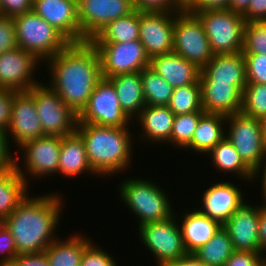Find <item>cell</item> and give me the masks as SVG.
<instances>
[{"instance_id": "6da1fadb", "label": "cell", "mask_w": 266, "mask_h": 266, "mask_svg": "<svg viewBox=\"0 0 266 266\" xmlns=\"http://www.w3.org/2000/svg\"><path fill=\"white\" fill-rule=\"evenodd\" d=\"M47 83L77 115L102 79L99 53L91 41L69 43L45 64Z\"/></svg>"}, {"instance_id": "7a4b0ae2", "label": "cell", "mask_w": 266, "mask_h": 266, "mask_svg": "<svg viewBox=\"0 0 266 266\" xmlns=\"http://www.w3.org/2000/svg\"><path fill=\"white\" fill-rule=\"evenodd\" d=\"M55 192L27 194L2 222L11 232L18 254L44 252L57 238L66 201L62 193Z\"/></svg>"}, {"instance_id": "3957f363", "label": "cell", "mask_w": 266, "mask_h": 266, "mask_svg": "<svg viewBox=\"0 0 266 266\" xmlns=\"http://www.w3.org/2000/svg\"><path fill=\"white\" fill-rule=\"evenodd\" d=\"M76 131L83 139L88 161L99 178H110L130 170L134 158L132 146H135V135L130 127L78 123Z\"/></svg>"}, {"instance_id": "277c9868", "label": "cell", "mask_w": 266, "mask_h": 266, "mask_svg": "<svg viewBox=\"0 0 266 266\" xmlns=\"http://www.w3.org/2000/svg\"><path fill=\"white\" fill-rule=\"evenodd\" d=\"M153 179L136 178L132 176L118 184L119 198L130 209L138 220V226L142 224L162 221L172 217L176 211L173 209L172 200L165 189ZM168 194H167V193Z\"/></svg>"}, {"instance_id": "5b68a950", "label": "cell", "mask_w": 266, "mask_h": 266, "mask_svg": "<svg viewBox=\"0 0 266 266\" xmlns=\"http://www.w3.org/2000/svg\"><path fill=\"white\" fill-rule=\"evenodd\" d=\"M18 47L46 62L70 42L33 10L13 17Z\"/></svg>"}, {"instance_id": "8992f818", "label": "cell", "mask_w": 266, "mask_h": 266, "mask_svg": "<svg viewBox=\"0 0 266 266\" xmlns=\"http://www.w3.org/2000/svg\"><path fill=\"white\" fill-rule=\"evenodd\" d=\"M61 142V136L45 135L28 140L17 147V150L21 151V156L23 158L21 162L23 163L19 162V158H21L20 155L15 156V169L28 186L31 184L29 183L31 178L36 180V178L46 179L45 177H49L50 175L54 176V174L56 176L58 172Z\"/></svg>"}, {"instance_id": "52a82bcc", "label": "cell", "mask_w": 266, "mask_h": 266, "mask_svg": "<svg viewBox=\"0 0 266 266\" xmlns=\"http://www.w3.org/2000/svg\"><path fill=\"white\" fill-rule=\"evenodd\" d=\"M214 54L241 53L246 20L230 9L197 12Z\"/></svg>"}, {"instance_id": "ba28073f", "label": "cell", "mask_w": 266, "mask_h": 266, "mask_svg": "<svg viewBox=\"0 0 266 266\" xmlns=\"http://www.w3.org/2000/svg\"><path fill=\"white\" fill-rule=\"evenodd\" d=\"M225 134L243 162L254 171L266 156L262 120L241 112L228 115Z\"/></svg>"}, {"instance_id": "9c48e42d", "label": "cell", "mask_w": 266, "mask_h": 266, "mask_svg": "<svg viewBox=\"0 0 266 266\" xmlns=\"http://www.w3.org/2000/svg\"><path fill=\"white\" fill-rule=\"evenodd\" d=\"M27 92L34 98L44 135L63 137L76 131L78 115L47 83L40 81Z\"/></svg>"}, {"instance_id": "30bf717a", "label": "cell", "mask_w": 266, "mask_h": 266, "mask_svg": "<svg viewBox=\"0 0 266 266\" xmlns=\"http://www.w3.org/2000/svg\"><path fill=\"white\" fill-rule=\"evenodd\" d=\"M173 52L203 69L214 53L203 24L196 14L175 12Z\"/></svg>"}, {"instance_id": "8fae6325", "label": "cell", "mask_w": 266, "mask_h": 266, "mask_svg": "<svg viewBox=\"0 0 266 266\" xmlns=\"http://www.w3.org/2000/svg\"><path fill=\"white\" fill-rule=\"evenodd\" d=\"M137 230L139 240L154 256L156 266H162L188 254L175 214L166 220L142 224Z\"/></svg>"}, {"instance_id": "7c38bea8", "label": "cell", "mask_w": 266, "mask_h": 266, "mask_svg": "<svg viewBox=\"0 0 266 266\" xmlns=\"http://www.w3.org/2000/svg\"><path fill=\"white\" fill-rule=\"evenodd\" d=\"M96 47L102 78L141 72L150 66V58L139 40L129 42H92Z\"/></svg>"}, {"instance_id": "4fadbf2b", "label": "cell", "mask_w": 266, "mask_h": 266, "mask_svg": "<svg viewBox=\"0 0 266 266\" xmlns=\"http://www.w3.org/2000/svg\"><path fill=\"white\" fill-rule=\"evenodd\" d=\"M132 120L123 112L113 84L102 78L93 90L85 108L78 115V123L107 127L133 126Z\"/></svg>"}, {"instance_id": "5bb4252c", "label": "cell", "mask_w": 266, "mask_h": 266, "mask_svg": "<svg viewBox=\"0 0 266 266\" xmlns=\"http://www.w3.org/2000/svg\"><path fill=\"white\" fill-rule=\"evenodd\" d=\"M41 65L42 62L32 53L20 47L2 53L0 55V89L28 91L40 83L35 77Z\"/></svg>"}, {"instance_id": "9a60e30c", "label": "cell", "mask_w": 266, "mask_h": 266, "mask_svg": "<svg viewBox=\"0 0 266 266\" xmlns=\"http://www.w3.org/2000/svg\"><path fill=\"white\" fill-rule=\"evenodd\" d=\"M135 10L130 0H77L81 34L91 40L109 22Z\"/></svg>"}, {"instance_id": "2e32d148", "label": "cell", "mask_w": 266, "mask_h": 266, "mask_svg": "<svg viewBox=\"0 0 266 266\" xmlns=\"http://www.w3.org/2000/svg\"><path fill=\"white\" fill-rule=\"evenodd\" d=\"M139 41L146 55L154 56L173 52L175 12H141Z\"/></svg>"}, {"instance_id": "e0dca14e", "label": "cell", "mask_w": 266, "mask_h": 266, "mask_svg": "<svg viewBox=\"0 0 266 266\" xmlns=\"http://www.w3.org/2000/svg\"><path fill=\"white\" fill-rule=\"evenodd\" d=\"M5 132L11 146L16 144V148L28 140L45 136L34 98L27 91L14 95L11 122Z\"/></svg>"}, {"instance_id": "ac0fdd59", "label": "cell", "mask_w": 266, "mask_h": 266, "mask_svg": "<svg viewBox=\"0 0 266 266\" xmlns=\"http://www.w3.org/2000/svg\"><path fill=\"white\" fill-rule=\"evenodd\" d=\"M32 10L58 30L70 43L88 41L81 34L77 0H33Z\"/></svg>"}, {"instance_id": "d6986e66", "label": "cell", "mask_w": 266, "mask_h": 266, "mask_svg": "<svg viewBox=\"0 0 266 266\" xmlns=\"http://www.w3.org/2000/svg\"><path fill=\"white\" fill-rule=\"evenodd\" d=\"M249 202V203H247ZM259 204L243 200L223 227L228 231L235 251L260 252Z\"/></svg>"}, {"instance_id": "ffe728a7", "label": "cell", "mask_w": 266, "mask_h": 266, "mask_svg": "<svg viewBox=\"0 0 266 266\" xmlns=\"http://www.w3.org/2000/svg\"><path fill=\"white\" fill-rule=\"evenodd\" d=\"M231 181L221 180L201 192V203L198 209L202 214L224 225L237 207L245 200L242 188Z\"/></svg>"}, {"instance_id": "44dd1931", "label": "cell", "mask_w": 266, "mask_h": 266, "mask_svg": "<svg viewBox=\"0 0 266 266\" xmlns=\"http://www.w3.org/2000/svg\"><path fill=\"white\" fill-rule=\"evenodd\" d=\"M200 83H231L242 93L247 84L243 53L214 54L201 70Z\"/></svg>"}, {"instance_id": "7402d4cb", "label": "cell", "mask_w": 266, "mask_h": 266, "mask_svg": "<svg viewBox=\"0 0 266 266\" xmlns=\"http://www.w3.org/2000/svg\"><path fill=\"white\" fill-rule=\"evenodd\" d=\"M192 209L182 211L184 214L181 215L175 214L180 226L183 244L188 254H192L199 247L205 245L223 226L218 221L202 214L198 207ZM177 215L180 217H177Z\"/></svg>"}, {"instance_id": "603a6c76", "label": "cell", "mask_w": 266, "mask_h": 266, "mask_svg": "<svg viewBox=\"0 0 266 266\" xmlns=\"http://www.w3.org/2000/svg\"><path fill=\"white\" fill-rule=\"evenodd\" d=\"M175 115L168 106H153L146 105L134 119L141 128V133L138 137L146 140L148 143L169 144L170 135L173 128Z\"/></svg>"}, {"instance_id": "cb8c5ba5", "label": "cell", "mask_w": 266, "mask_h": 266, "mask_svg": "<svg viewBox=\"0 0 266 266\" xmlns=\"http://www.w3.org/2000/svg\"><path fill=\"white\" fill-rule=\"evenodd\" d=\"M150 67L173 88L200 80L201 69L174 52L152 57Z\"/></svg>"}, {"instance_id": "d4e9b609", "label": "cell", "mask_w": 266, "mask_h": 266, "mask_svg": "<svg viewBox=\"0 0 266 266\" xmlns=\"http://www.w3.org/2000/svg\"><path fill=\"white\" fill-rule=\"evenodd\" d=\"M201 96L205 113L228 116L241 111L242 93L231 83H201Z\"/></svg>"}, {"instance_id": "484cf974", "label": "cell", "mask_w": 266, "mask_h": 266, "mask_svg": "<svg viewBox=\"0 0 266 266\" xmlns=\"http://www.w3.org/2000/svg\"><path fill=\"white\" fill-rule=\"evenodd\" d=\"M92 174L98 176L92 169L80 134L75 131L70 135L62 137L61 150L59 154L58 172L62 177L68 179L77 178L81 174Z\"/></svg>"}, {"instance_id": "4316f807", "label": "cell", "mask_w": 266, "mask_h": 266, "mask_svg": "<svg viewBox=\"0 0 266 266\" xmlns=\"http://www.w3.org/2000/svg\"><path fill=\"white\" fill-rule=\"evenodd\" d=\"M225 133V115L204 113L199 119L191 142L184 148V151H194L201 154V157L205 155V158H208L206 155L225 138Z\"/></svg>"}, {"instance_id": "83f0119b", "label": "cell", "mask_w": 266, "mask_h": 266, "mask_svg": "<svg viewBox=\"0 0 266 266\" xmlns=\"http://www.w3.org/2000/svg\"><path fill=\"white\" fill-rule=\"evenodd\" d=\"M114 86L123 112L134 122L146 106L142 90L141 72L114 75L107 78Z\"/></svg>"}, {"instance_id": "f1b7e54d", "label": "cell", "mask_w": 266, "mask_h": 266, "mask_svg": "<svg viewBox=\"0 0 266 266\" xmlns=\"http://www.w3.org/2000/svg\"><path fill=\"white\" fill-rule=\"evenodd\" d=\"M78 233V234H77ZM66 239L58 236L44 251L50 266H80L84 249L93 241L77 231Z\"/></svg>"}, {"instance_id": "f546056e", "label": "cell", "mask_w": 266, "mask_h": 266, "mask_svg": "<svg viewBox=\"0 0 266 266\" xmlns=\"http://www.w3.org/2000/svg\"><path fill=\"white\" fill-rule=\"evenodd\" d=\"M206 156L211 158L212 167L216 172L219 171V174L224 172L226 175L230 174L231 177L235 175V178L238 176L241 181L251 184L253 171L243 162L239 153L226 137L216 144Z\"/></svg>"}, {"instance_id": "4dcf8cb0", "label": "cell", "mask_w": 266, "mask_h": 266, "mask_svg": "<svg viewBox=\"0 0 266 266\" xmlns=\"http://www.w3.org/2000/svg\"><path fill=\"white\" fill-rule=\"evenodd\" d=\"M29 186L14 168L0 172V223H2L27 196Z\"/></svg>"}, {"instance_id": "1f68e13d", "label": "cell", "mask_w": 266, "mask_h": 266, "mask_svg": "<svg viewBox=\"0 0 266 266\" xmlns=\"http://www.w3.org/2000/svg\"><path fill=\"white\" fill-rule=\"evenodd\" d=\"M139 10L109 22L91 42H129L139 40Z\"/></svg>"}, {"instance_id": "d6a6232c", "label": "cell", "mask_w": 266, "mask_h": 266, "mask_svg": "<svg viewBox=\"0 0 266 266\" xmlns=\"http://www.w3.org/2000/svg\"><path fill=\"white\" fill-rule=\"evenodd\" d=\"M234 251L229 233L222 226L205 245L192 254L207 266H224Z\"/></svg>"}, {"instance_id": "836d02e7", "label": "cell", "mask_w": 266, "mask_h": 266, "mask_svg": "<svg viewBox=\"0 0 266 266\" xmlns=\"http://www.w3.org/2000/svg\"><path fill=\"white\" fill-rule=\"evenodd\" d=\"M141 79L145 104L168 106L174 88L150 66L141 71Z\"/></svg>"}, {"instance_id": "e575fe53", "label": "cell", "mask_w": 266, "mask_h": 266, "mask_svg": "<svg viewBox=\"0 0 266 266\" xmlns=\"http://www.w3.org/2000/svg\"><path fill=\"white\" fill-rule=\"evenodd\" d=\"M168 107L174 115L203 110L200 80L194 84L174 88Z\"/></svg>"}, {"instance_id": "d590c367", "label": "cell", "mask_w": 266, "mask_h": 266, "mask_svg": "<svg viewBox=\"0 0 266 266\" xmlns=\"http://www.w3.org/2000/svg\"><path fill=\"white\" fill-rule=\"evenodd\" d=\"M204 110L190 114L175 115L173 128L168 141L172 147L183 149L191 142L194 131Z\"/></svg>"}, {"instance_id": "8d00e7d4", "label": "cell", "mask_w": 266, "mask_h": 266, "mask_svg": "<svg viewBox=\"0 0 266 266\" xmlns=\"http://www.w3.org/2000/svg\"><path fill=\"white\" fill-rule=\"evenodd\" d=\"M240 112L258 119H263L266 116V84H246L242 92Z\"/></svg>"}, {"instance_id": "74e56055", "label": "cell", "mask_w": 266, "mask_h": 266, "mask_svg": "<svg viewBox=\"0 0 266 266\" xmlns=\"http://www.w3.org/2000/svg\"><path fill=\"white\" fill-rule=\"evenodd\" d=\"M242 53L266 54V21L246 22Z\"/></svg>"}, {"instance_id": "f35d334b", "label": "cell", "mask_w": 266, "mask_h": 266, "mask_svg": "<svg viewBox=\"0 0 266 266\" xmlns=\"http://www.w3.org/2000/svg\"><path fill=\"white\" fill-rule=\"evenodd\" d=\"M247 83L266 84V54L243 53Z\"/></svg>"}, {"instance_id": "ab89813d", "label": "cell", "mask_w": 266, "mask_h": 266, "mask_svg": "<svg viewBox=\"0 0 266 266\" xmlns=\"http://www.w3.org/2000/svg\"><path fill=\"white\" fill-rule=\"evenodd\" d=\"M92 241L81 257L80 266H118L116 258Z\"/></svg>"}, {"instance_id": "60d3db41", "label": "cell", "mask_w": 266, "mask_h": 266, "mask_svg": "<svg viewBox=\"0 0 266 266\" xmlns=\"http://www.w3.org/2000/svg\"><path fill=\"white\" fill-rule=\"evenodd\" d=\"M18 47L12 17L0 15V55Z\"/></svg>"}, {"instance_id": "b9f144b4", "label": "cell", "mask_w": 266, "mask_h": 266, "mask_svg": "<svg viewBox=\"0 0 266 266\" xmlns=\"http://www.w3.org/2000/svg\"><path fill=\"white\" fill-rule=\"evenodd\" d=\"M17 255L11 232L3 223H0V266H7Z\"/></svg>"}, {"instance_id": "7bdbcfd3", "label": "cell", "mask_w": 266, "mask_h": 266, "mask_svg": "<svg viewBox=\"0 0 266 266\" xmlns=\"http://www.w3.org/2000/svg\"><path fill=\"white\" fill-rule=\"evenodd\" d=\"M263 253L250 251H234L224 266H265Z\"/></svg>"}, {"instance_id": "ee69618b", "label": "cell", "mask_w": 266, "mask_h": 266, "mask_svg": "<svg viewBox=\"0 0 266 266\" xmlns=\"http://www.w3.org/2000/svg\"><path fill=\"white\" fill-rule=\"evenodd\" d=\"M135 9L141 12H179L174 0H138Z\"/></svg>"}, {"instance_id": "f6af8a7d", "label": "cell", "mask_w": 266, "mask_h": 266, "mask_svg": "<svg viewBox=\"0 0 266 266\" xmlns=\"http://www.w3.org/2000/svg\"><path fill=\"white\" fill-rule=\"evenodd\" d=\"M33 0H0V15L15 17L30 12Z\"/></svg>"}, {"instance_id": "bcb514c9", "label": "cell", "mask_w": 266, "mask_h": 266, "mask_svg": "<svg viewBox=\"0 0 266 266\" xmlns=\"http://www.w3.org/2000/svg\"><path fill=\"white\" fill-rule=\"evenodd\" d=\"M16 93L11 89H0V129L4 131L11 122L13 97Z\"/></svg>"}, {"instance_id": "7dc6e473", "label": "cell", "mask_w": 266, "mask_h": 266, "mask_svg": "<svg viewBox=\"0 0 266 266\" xmlns=\"http://www.w3.org/2000/svg\"><path fill=\"white\" fill-rule=\"evenodd\" d=\"M11 149L6 132L0 129V172L15 168V155Z\"/></svg>"}, {"instance_id": "c3c4849f", "label": "cell", "mask_w": 266, "mask_h": 266, "mask_svg": "<svg viewBox=\"0 0 266 266\" xmlns=\"http://www.w3.org/2000/svg\"><path fill=\"white\" fill-rule=\"evenodd\" d=\"M7 266H50L45 252L18 254Z\"/></svg>"}, {"instance_id": "681fc988", "label": "cell", "mask_w": 266, "mask_h": 266, "mask_svg": "<svg viewBox=\"0 0 266 266\" xmlns=\"http://www.w3.org/2000/svg\"><path fill=\"white\" fill-rule=\"evenodd\" d=\"M230 0H195L194 3L186 10L192 14L210 10L229 9Z\"/></svg>"}, {"instance_id": "f907efd6", "label": "cell", "mask_w": 266, "mask_h": 266, "mask_svg": "<svg viewBox=\"0 0 266 266\" xmlns=\"http://www.w3.org/2000/svg\"><path fill=\"white\" fill-rule=\"evenodd\" d=\"M242 17L246 22L266 21V0H250L249 6Z\"/></svg>"}, {"instance_id": "816d5d0a", "label": "cell", "mask_w": 266, "mask_h": 266, "mask_svg": "<svg viewBox=\"0 0 266 266\" xmlns=\"http://www.w3.org/2000/svg\"><path fill=\"white\" fill-rule=\"evenodd\" d=\"M259 245L260 253H263L266 259V205L259 203Z\"/></svg>"}, {"instance_id": "f5cc1de1", "label": "cell", "mask_w": 266, "mask_h": 266, "mask_svg": "<svg viewBox=\"0 0 266 266\" xmlns=\"http://www.w3.org/2000/svg\"><path fill=\"white\" fill-rule=\"evenodd\" d=\"M259 179H261V180H259ZM257 180L259 182H261L260 183L261 184V193L260 194H261V196H263V197H261V203L264 204V205H266V156L262 160L261 164L253 171L252 184H254L255 181H257Z\"/></svg>"}, {"instance_id": "db71d44e", "label": "cell", "mask_w": 266, "mask_h": 266, "mask_svg": "<svg viewBox=\"0 0 266 266\" xmlns=\"http://www.w3.org/2000/svg\"><path fill=\"white\" fill-rule=\"evenodd\" d=\"M162 266H207L202 261L198 260L193 254H187L186 256L175 260L168 262Z\"/></svg>"}, {"instance_id": "11a10c76", "label": "cell", "mask_w": 266, "mask_h": 266, "mask_svg": "<svg viewBox=\"0 0 266 266\" xmlns=\"http://www.w3.org/2000/svg\"><path fill=\"white\" fill-rule=\"evenodd\" d=\"M250 0H230L229 9L235 13L243 15L248 6Z\"/></svg>"}, {"instance_id": "9f6ffc18", "label": "cell", "mask_w": 266, "mask_h": 266, "mask_svg": "<svg viewBox=\"0 0 266 266\" xmlns=\"http://www.w3.org/2000/svg\"><path fill=\"white\" fill-rule=\"evenodd\" d=\"M195 0H174V4L181 10L186 11Z\"/></svg>"}, {"instance_id": "6f0895ef", "label": "cell", "mask_w": 266, "mask_h": 266, "mask_svg": "<svg viewBox=\"0 0 266 266\" xmlns=\"http://www.w3.org/2000/svg\"><path fill=\"white\" fill-rule=\"evenodd\" d=\"M261 120H262V126H263L264 139L266 143V116Z\"/></svg>"}, {"instance_id": "680465c9", "label": "cell", "mask_w": 266, "mask_h": 266, "mask_svg": "<svg viewBox=\"0 0 266 266\" xmlns=\"http://www.w3.org/2000/svg\"><path fill=\"white\" fill-rule=\"evenodd\" d=\"M133 4H135L138 0H130Z\"/></svg>"}]
</instances>
